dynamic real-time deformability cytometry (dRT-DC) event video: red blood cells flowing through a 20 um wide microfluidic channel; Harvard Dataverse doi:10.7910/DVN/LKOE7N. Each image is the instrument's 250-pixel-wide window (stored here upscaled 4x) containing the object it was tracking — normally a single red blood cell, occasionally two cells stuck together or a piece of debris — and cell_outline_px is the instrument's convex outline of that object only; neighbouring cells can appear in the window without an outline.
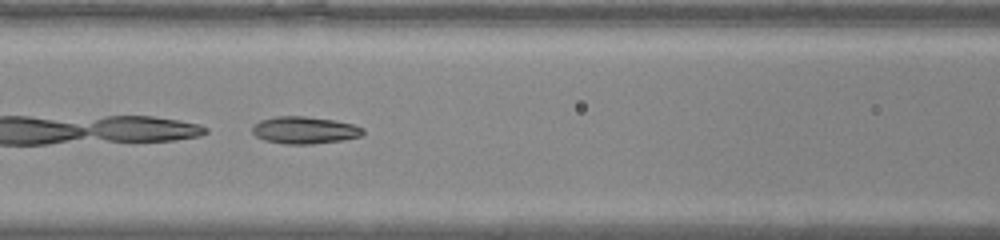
{"species": "common noctule bat (a hibernating species)", "species_latin": "Nyctalus noctula", "temperature_condition": "warm", "stored_images_in_passage": 28, "camera_frame_rate_fps": 3000, "um_per_image_px": 0.085, "animal": {"sex": "male", "body_mass_g": 20.0, "forearm_length_mm": 53.3}, "frame": {"image": 1, "passage_image": 5, "time_ms": 1.333, "image_size_px": [1000, 240], "cell_outline_px": [[364, 132], [360, 136], [344, 140], [312, 144], [284, 144], [264, 140], [256, 136], [252, 132], [252, 128], [260, 120], [276, 116], [304, 116], [332, 120], [352, 124], [364, 128]], "centroid_in_image_um": [25.88, 11.07], "position_along_channel_um": 140.7, "area_um2": 17.46}}